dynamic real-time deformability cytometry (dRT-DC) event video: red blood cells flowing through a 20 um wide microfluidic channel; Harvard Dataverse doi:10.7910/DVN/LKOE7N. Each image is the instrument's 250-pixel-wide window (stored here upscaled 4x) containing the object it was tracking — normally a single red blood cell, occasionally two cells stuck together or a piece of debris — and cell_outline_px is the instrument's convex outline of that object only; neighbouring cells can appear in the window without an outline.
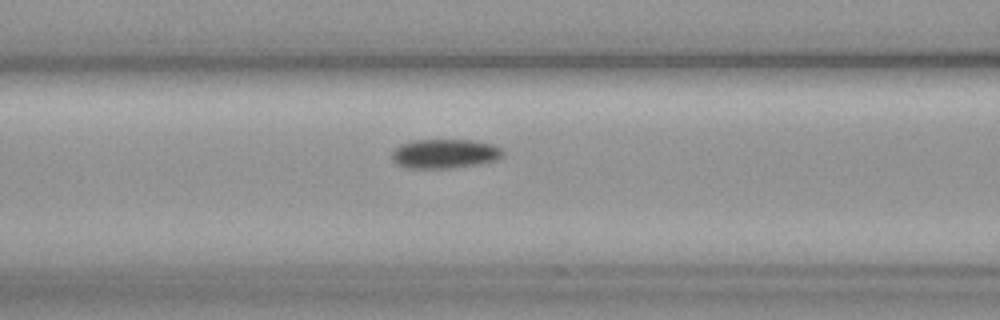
{"species": "common noctule bat (a hibernating species)", "species_latin": "Nyctalus noctula", "temperature_condition": "cold", "stored_images_in_passage": 41, "camera_frame_rate_fps": 3000, "um_per_image_px": 0.085, "animal": {"sex": "female", "body_mass_g": 19.3, "forearm_length_mm": 54.1}, "frame": {"image": 1, "passage_image": 18, "time_ms": 5.667, "image_size_px": [1000, 320], "cell_outline_px": [[504, 156], [496, 160], [476, 164], [448, 168], [408, 168], [396, 164], [392, 160], [392, 152], [400, 144], [412, 140], [472, 140], [492, 144], [500, 148], [504, 152]], "centroid_in_image_um": [37.79, 13.06], "position_along_channel_um": 128.8, "area_um2": 18.9}}
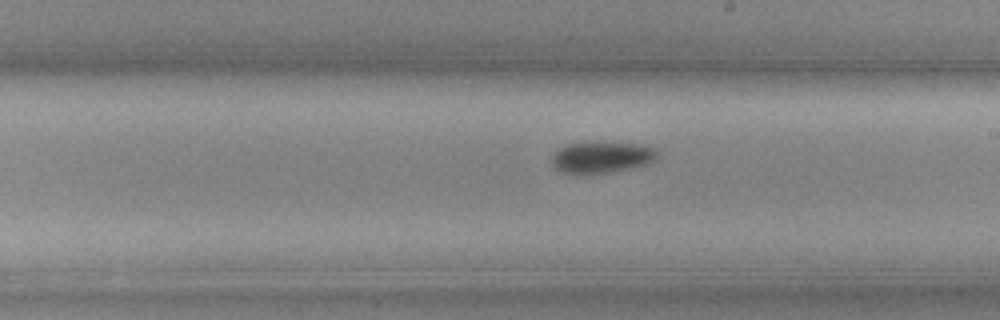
{"frame": {"image": 2, "passage_image": 27, "time_ms": 8.667, "image_size_px": [1000, 320], "cell_outline_px": [[656, 156], [648, 164], [632, 168], [588, 176], [580, 176], [556, 172], [552, 164], [552, 156], [564, 144], [636, 144], [656, 148]], "centroid_in_image_um": [51.05, 13.45], "position_along_channel_um": 238.0, "area_um2": 19.31}}
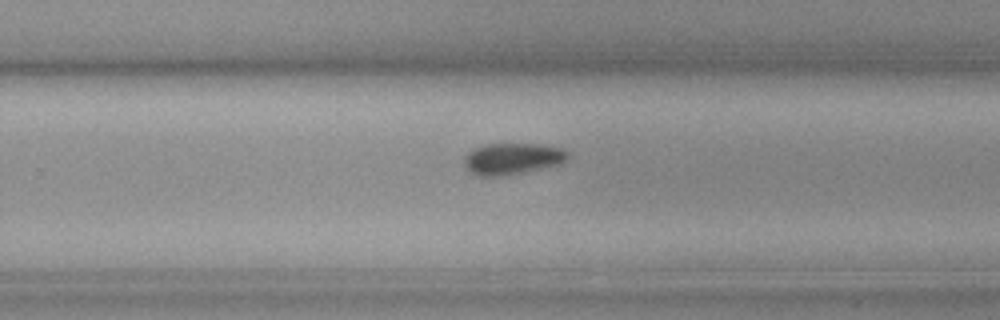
{"frame": {"image": 3, "passage_image": 31, "time_ms": 10.0, "image_size_px": [1000, 320], "cell_outline_px": [[568, 160], [560, 164], [508, 176], [476, 176], [464, 168], [464, 156], [472, 148], [484, 144], [540, 144], [564, 148], [568, 152]], "centroid_in_image_um": [43.53, 13.5], "position_along_channel_um": 286.3, "area_um2": 19.48}}